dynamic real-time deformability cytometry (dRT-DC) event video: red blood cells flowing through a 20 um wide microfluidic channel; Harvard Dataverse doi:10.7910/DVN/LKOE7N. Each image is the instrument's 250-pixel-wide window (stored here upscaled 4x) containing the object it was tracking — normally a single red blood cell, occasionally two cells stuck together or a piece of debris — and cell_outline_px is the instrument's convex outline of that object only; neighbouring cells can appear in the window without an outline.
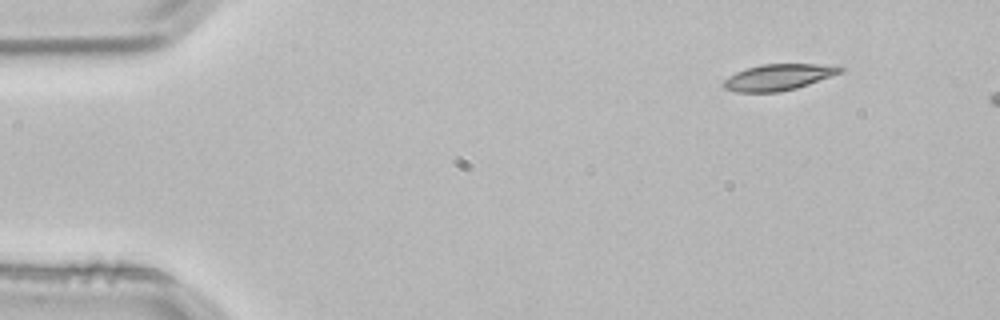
{"species": "common noctule bat (a hibernating species)", "species_latin": "Nyctalus noctula", "temperature_condition": "room temperature", "stored_images_in_passage": 2, "camera_frame_rate_fps": 3000, "um_per_image_px": 0.085, "animal": {"sex": "male", "body_mass_g": 21.5, "forearm_length_mm": 52.0}, "frame": {"image": 1, "passage_image": 1, "time_ms": 0.0, "image_size_px": [1000, 320], "cell_outline_px": [[844, 68], [840, 72], [808, 84], [796, 88], [780, 92], [736, 92], [724, 88], [724, 80], [728, 76], [744, 68], [760, 64], [816, 64]], "centroid_in_image_um": [66.06, 6.56], "position_along_channel_um": 18.9, "area_um2": 17.51}}